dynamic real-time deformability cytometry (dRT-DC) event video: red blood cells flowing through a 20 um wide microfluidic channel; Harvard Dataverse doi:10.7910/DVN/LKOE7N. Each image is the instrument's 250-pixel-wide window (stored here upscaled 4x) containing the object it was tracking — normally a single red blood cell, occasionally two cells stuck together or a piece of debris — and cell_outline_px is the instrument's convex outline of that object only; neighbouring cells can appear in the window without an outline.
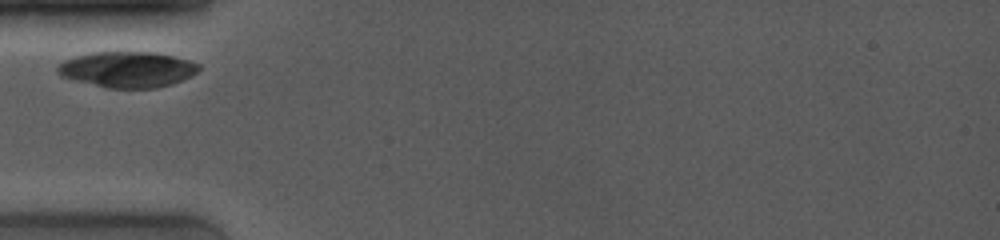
{"species": "common noctule bat (a hibernating species)", "species_latin": "Nyctalus noctula", "temperature_condition": "room temperature", "stored_images_in_passage": 5, "camera_frame_rate_fps": 4000, "um_per_image_px": 0.085, "animal": {"sex": "female", "body_mass_g": 19.0, "forearm_length_mm": 53.3}, "frame": {"image": 1, "passage_image": 1, "time_ms": 0.0, "image_size_px": [1000, 240], "cell_outline_px": [[200, 68], [196, 72], [172, 84], [156, 88], [108, 88], [76, 80], [64, 76], [56, 72], [56, 68], [64, 60], [76, 56], [92, 52], [152, 52], [172, 56], [188, 60], [200, 64]], "centroid_in_image_um": [10.82, 5.9], "position_along_channel_um": 74.2, "area_um2": 29.07}}
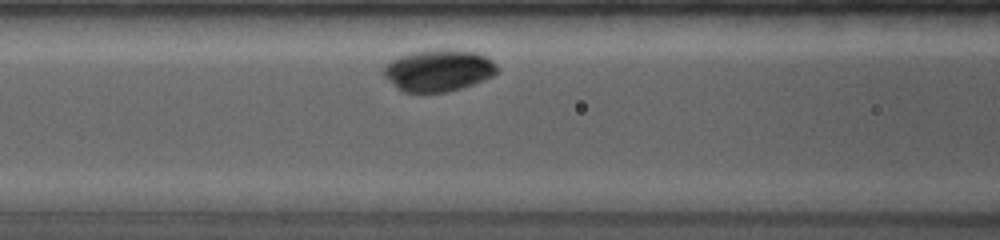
{"frame": {"image": 2, "passage_image": 3, "time_ms": 1.5, "image_size_px": [1000, 240], "cell_outline_px": [[496, 72], [492, 76], [484, 80], [448, 92], [404, 92], [388, 80], [384, 76], [384, 68], [392, 60], [400, 56], [412, 52], [444, 48], [476, 52], [492, 60], [496, 64]], "centroid_in_image_um": [37.28, 5.98], "position_along_channel_um": 129.3, "area_um2": 27.34}}